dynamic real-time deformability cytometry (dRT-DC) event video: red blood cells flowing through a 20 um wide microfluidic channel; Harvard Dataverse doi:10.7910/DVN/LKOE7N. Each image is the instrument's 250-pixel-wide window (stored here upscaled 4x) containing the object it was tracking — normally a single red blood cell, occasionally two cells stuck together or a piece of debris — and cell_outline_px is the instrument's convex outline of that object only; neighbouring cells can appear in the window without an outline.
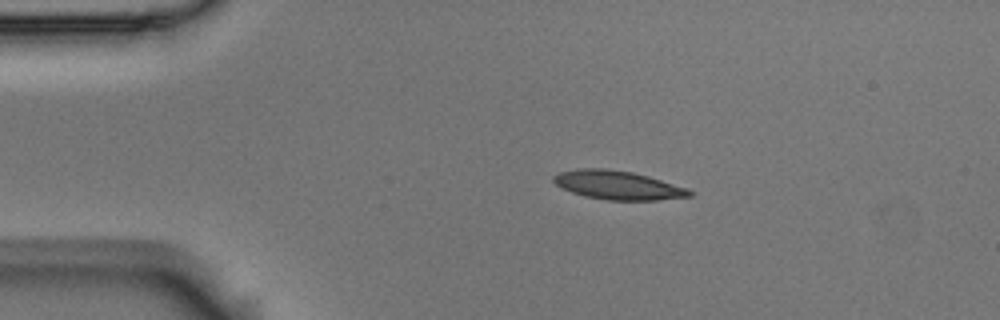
{"species": "Egyptian fruit bat (a non-hibernating species)", "species_latin": "Rousettus aegyptiacus", "temperature_condition": "room temperature", "stored_images_in_passage": 4, "camera_frame_rate_fps": 3000, "um_per_image_px": 0.085, "animal": {"sex": "male"}, "frame": {"image": 1, "passage_image": 2, "time_ms": 0.333, "image_size_px": [1000, 320], "cell_outline_px": [[696, 192], [692, 196], [656, 200], [608, 200], [584, 196], [572, 192], [556, 184], [552, 180], [552, 176], [560, 172], [576, 168], [608, 168], [632, 172], [648, 176], [688, 188]], "centroid_in_image_um": [52.54, 15.73], "position_along_channel_um": 32.5, "area_um2": 22.89}}
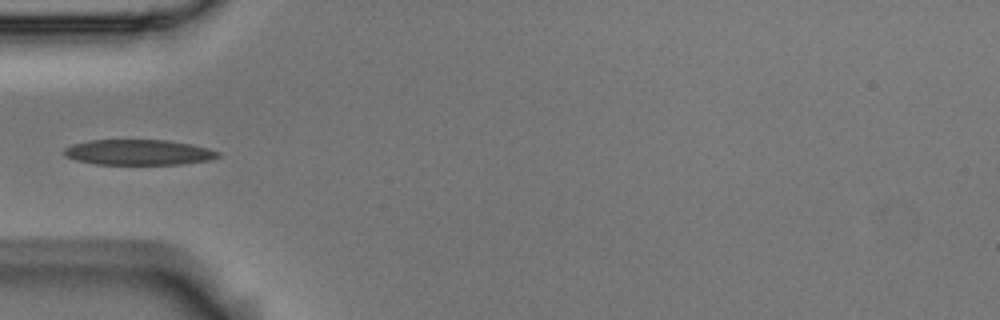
{"frame": {"image": 2, "passage_image": 4, "time_ms": 1.0, "image_size_px": [1000, 320], "cell_outline_px": [[220, 156], [208, 160], [180, 164], [96, 164], [76, 160], [64, 156], [64, 148], [72, 144], [88, 140], [168, 140], [192, 144], [208, 148], [220, 152]], "centroid_in_image_um": [11.76, 12.94], "position_along_channel_um": 73.2, "area_um2": 22.83}}